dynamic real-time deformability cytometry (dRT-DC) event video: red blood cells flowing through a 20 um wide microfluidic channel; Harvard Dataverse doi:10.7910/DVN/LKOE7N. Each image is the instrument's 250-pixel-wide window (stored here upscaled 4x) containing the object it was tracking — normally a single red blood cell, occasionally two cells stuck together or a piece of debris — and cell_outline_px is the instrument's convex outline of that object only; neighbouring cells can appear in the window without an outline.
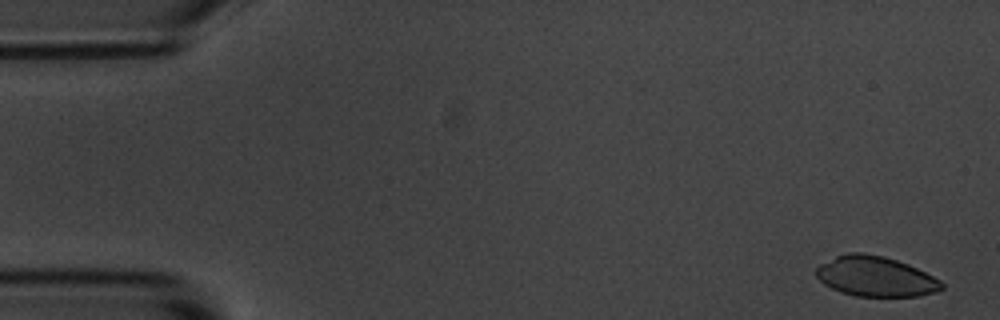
{"species": "common noctule bat (a hibernating species)", "species_latin": "Nyctalus noctula", "temperature_condition": "room temperature", "stored_images_in_passage": 5, "camera_frame_rate_fps": 3000, "um_per_image_px": 0.085, "animal": {"sex": "male", "body_mass_g": 20.1, "forearm_length_mm": 53.5}, "frame": {"image": 1, "passage_image": 1, "time_ms": 0.0, "image_size_px": [1000, 320], "cell_outline_px": [[944, 288], [936, 292], [920, 296], [856, 296], [840, 292], [824, 284], [812, 272], [820, 264], [836, 256], [848, 252], [860, 252], [884, 256], [908, 264], [940, 280], [944, 284]], "centroid_in_image_um": [74.4, 23.5], "position_along_channel_um": 10.6, "area_um2": 29.42}}